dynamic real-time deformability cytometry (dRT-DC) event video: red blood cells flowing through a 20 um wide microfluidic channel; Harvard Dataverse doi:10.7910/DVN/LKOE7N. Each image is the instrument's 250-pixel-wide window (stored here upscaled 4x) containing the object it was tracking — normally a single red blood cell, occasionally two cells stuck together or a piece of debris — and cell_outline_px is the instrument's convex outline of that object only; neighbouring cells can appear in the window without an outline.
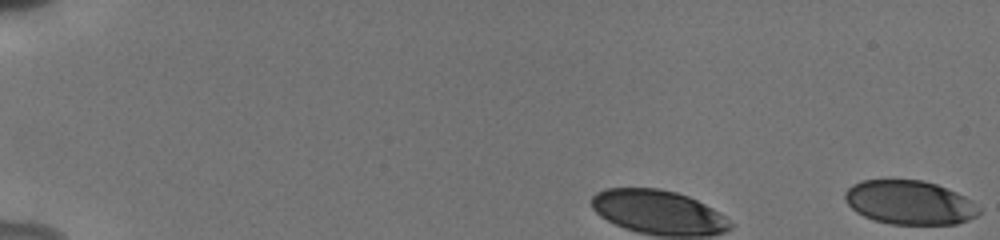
{"species": "human", "species_latin": "Homo sapiens", "temperature_condition": "cold", "stored_images_in_passage": 56, "camera_frame_rate_fps": 3000, "um_per_image_px": 0.085, "donor": {"sex": "male"}, "frame": {"image": 1, "passage_image": 1, "time_ms": 0.0, "image_size_px": [1000, 240], "cell_outline_px": [[980, 212], [976, 216], [968, 220], [956, 224], [892, 224], [872, 220], [856, 212], [848, 204], [844, 196], [844, 192], [852, 184], [860, 180], [924, 180], [936, 184], [956, 192], [964, 196], [980, 208]], "centroid_in_image_um": [77.29, 17.21], "position_along_channel_um": 7.7, "area_um2": 34.33}}
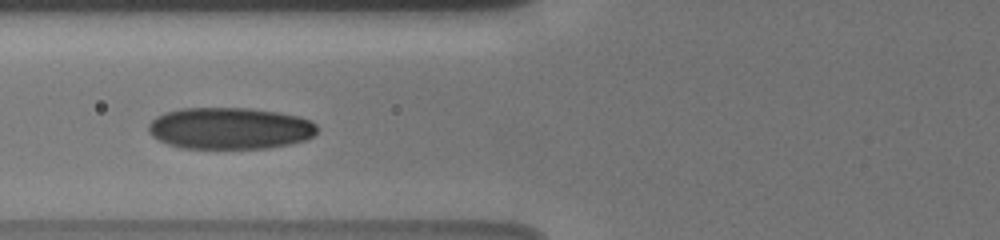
{"frame": {"image": 2, "passage_image": 25, "time_ms": 8.0, "image_size_px": [1000, 240], "cell_outline_px": [[320, 128], [308, 140], [268, 148], [184, 148], [168, 144], [152, 136], [148, 132], [148, 124], [156, 116], [164, 112], [180, 108], [252, 108], [280, 112], [300, 116], [312, 120]], "centroid_in_image_um": [19.57, 10.89], "position_along_channel_um": 106.2, "area_um2": 41.44}}
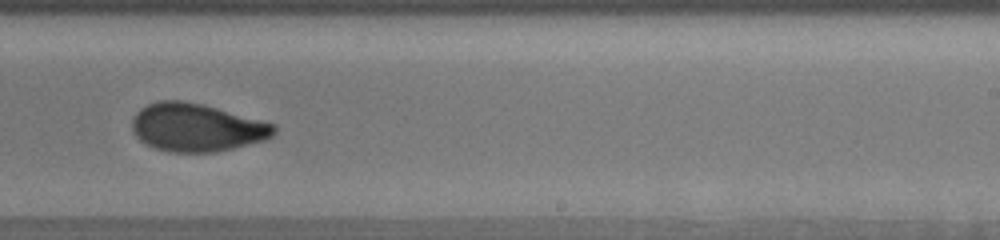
{"frame": {"image": 3, "passage_image": 38, "time_ms": 12.333, "image_size_px": [1000, 240], "cell_outline_px": [[276, 132], [268, 140], [216, 152], [168, 152], [144, 144], [132, 132], [132, 116], [140, 108], [148, 104], [160, 100], [184, 100], [204, 104], [276, 124]], "centroid_in_image_um": [16.71, 10.83], "position_along_channel_um": 272.3, "area_um2": 40.23}, "authors_computed_cell_mechanics": {"area_um2": 38.148, "velocity_mm_per_s": 3.8397, "shape_relaxation_time_tau1_ms": 4.4821, "shape_relaxation_time_tau2_ms": 1.316, "deformation_change_tau1": 0.1456, "deformation_change_tau2": 0.0597}}